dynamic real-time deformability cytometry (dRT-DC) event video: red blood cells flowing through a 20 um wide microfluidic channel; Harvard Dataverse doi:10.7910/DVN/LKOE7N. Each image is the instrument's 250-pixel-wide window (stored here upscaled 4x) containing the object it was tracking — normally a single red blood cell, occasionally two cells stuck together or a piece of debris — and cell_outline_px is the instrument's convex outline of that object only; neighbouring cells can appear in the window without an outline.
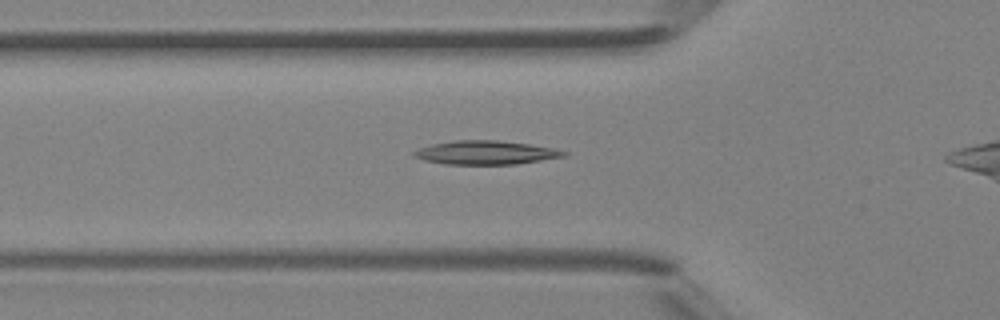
{"species": "Egyptian fruit bat (a non-hibernating species)", "species_latin": "Rousettus aegyptiacus", "temperature_condition": "room temperature", "stored_images_in_passage": 27, "camera_frame_rate_fps": 3000, "um_per_image_px": 0.085, "animal": {"sex": "female"}, "frame": {"image": 1, "passage_image": 2, "time_ms": 0.333, "image_size_px": [1000, 320], "cell_outline_px": [[568, 156], [516, 164], [444, 164], [424, 160], [412, 156], [412, 152], [420, 148], [432, 144], [456, 140], [496, 140], [528, 144], [552, 148], [568, 152]], "centroid_in_image_um": [41.28, 12.97], "position_along_channel_um": 84.5, "area_um2": 20.63}}
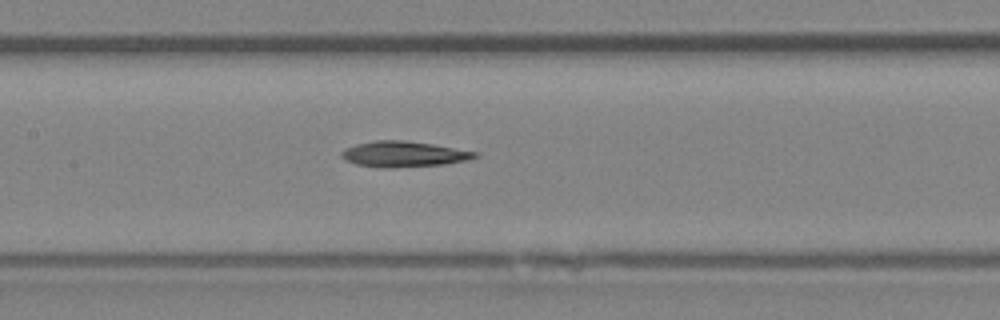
{"frame": {"image": 2, "passage_image": 8, "time_ms": 2.333, "image_size_px": [1000, 320], "cell_outline_px": [[480, 156], [464, 160], [444, 164], [384, 168], [376, 168], [356, 164], [340, 156], [340, 152], [344, 148], [356, 144], [376, 140], [404, 140], [432, 144], [480, 152]], "centroid_in_image_um": [34.29, 13.09], "position_along_channel_um": 173.1, "area_um2": 19.94}}
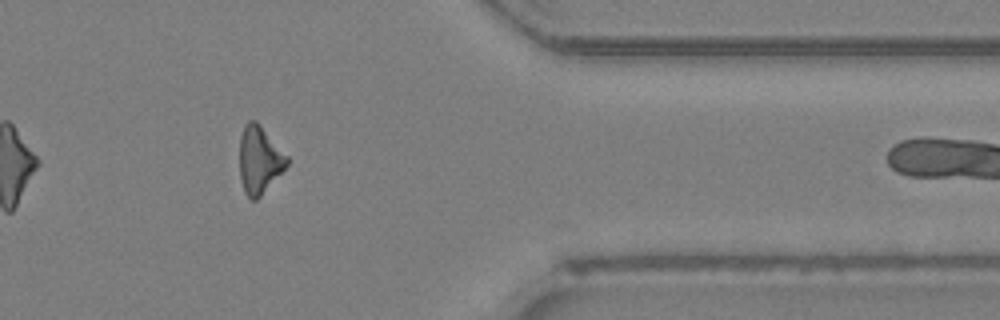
{"frame": {"image": 3, "passage_image": 24, "time_ms": 7.667, "image_size_px": [1000, 320], "cell_outline_px": [[288, 164], [260, 196], [256, 200], [252, 200], [244, 192], [240, 180], [240, 136], [244, 124], [248, 120], [256, 120], [260, 124], [288, 156]], "centroid_in_image_um": [22.03, 13.56], "position_along_channel_um": 389.4, "area_um2": 18.55}, "authors_computed_cell_mechanics": {"area_um2": 19.5942, "velocity_mm_per_s": 4.4166, "shape_relaxation_time_tau1_ms": 6.8812, "shape_relaxation_time_tau2_ms": null, "deformation_change_tau1": 0.1628, "deformation_change_tau2": null}}